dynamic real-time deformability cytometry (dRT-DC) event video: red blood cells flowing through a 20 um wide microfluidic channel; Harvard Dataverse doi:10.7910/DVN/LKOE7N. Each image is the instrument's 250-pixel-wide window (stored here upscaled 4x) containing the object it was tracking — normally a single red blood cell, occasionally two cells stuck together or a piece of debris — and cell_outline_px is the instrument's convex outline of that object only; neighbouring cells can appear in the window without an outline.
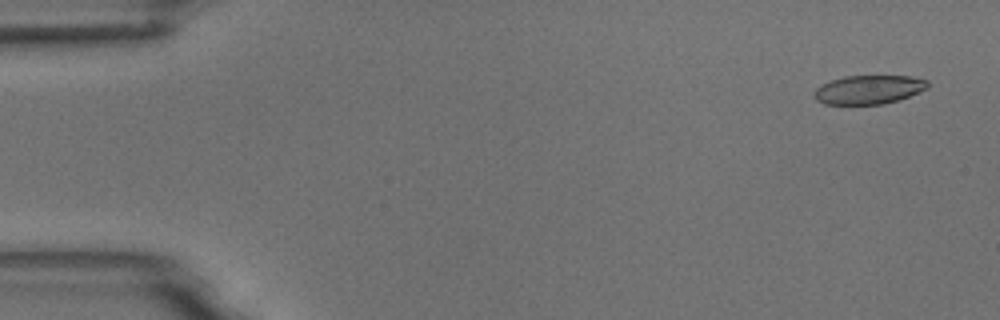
{"species": "common noctule bat (a hibernating species)", "species_latin": "Nyctalus noctula", "temperature_condition": "room temperature", "stored_images_in_passage": 54, "camera_frame_rate_fps": 3000, "um_per_image_px": 0.085, "animal": {"sex": "male", "body_mass_g": 18.8}, "frame": {"image": 1, "passage_image": 3, "time_ms": 0.667, "image_size_px": [1000, 320], "cell_outline_px": [[928, 88], [908, 96], [884, 104], [824, 104], [816, 100], [812, 96], [816, 88], [820, 84], [844, 76], [912, 76], [928, 80]], "centroid_in_image_um": [73.81, 7.61], "position_along_channel_um": 11.2, "area_um2": 19.07}}
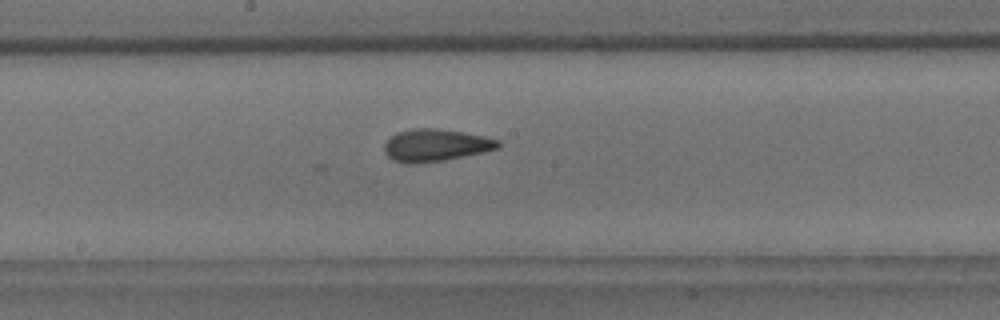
{"frame": {"image": 2, "passage_image": 29, "time_ms": 9.333, "image_size_px": [1000, 320], "cell_outline_px": [[500, 148], [484, 152], [444, 160], [412, 164], [408, 164], [392, 160], [384, 152], [384, 144], [396, 132], [412, 128], [436, 128], [464, 132], [484, 136], [500, 140]], "centroid_in_image_um": [37.03, 12.34], "position_along_channel_um": 211.2, "area_um2": 21.56}}
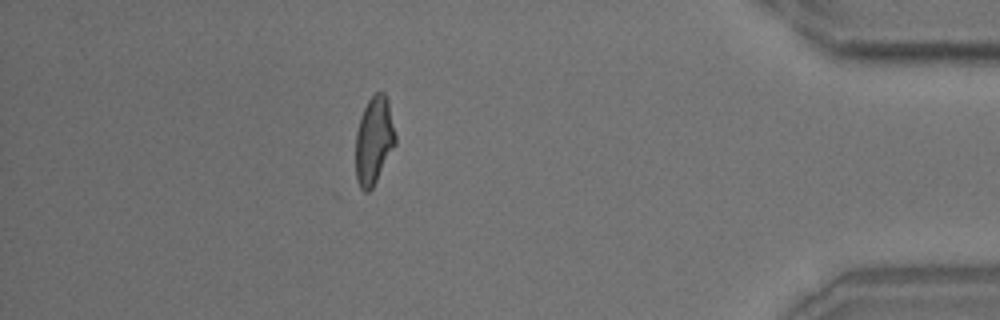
{"frame": {"image": 3, "passage_image": 48, "time_ms": 15.667, "image_size_px": [1000, 320], "cell_outline_px": [[396, 144], [372, 188], [368, 192], [364, 192], [360, 188], [356, 180], [356, 132], [360, 116], [368, 100], [376, 92], [384, 92], [388, 100], [396, 136]], "centroid_in_image_um": [31.78, 11.94], "position_along_channel_um": 403.4, "area_um2": 20.35}}